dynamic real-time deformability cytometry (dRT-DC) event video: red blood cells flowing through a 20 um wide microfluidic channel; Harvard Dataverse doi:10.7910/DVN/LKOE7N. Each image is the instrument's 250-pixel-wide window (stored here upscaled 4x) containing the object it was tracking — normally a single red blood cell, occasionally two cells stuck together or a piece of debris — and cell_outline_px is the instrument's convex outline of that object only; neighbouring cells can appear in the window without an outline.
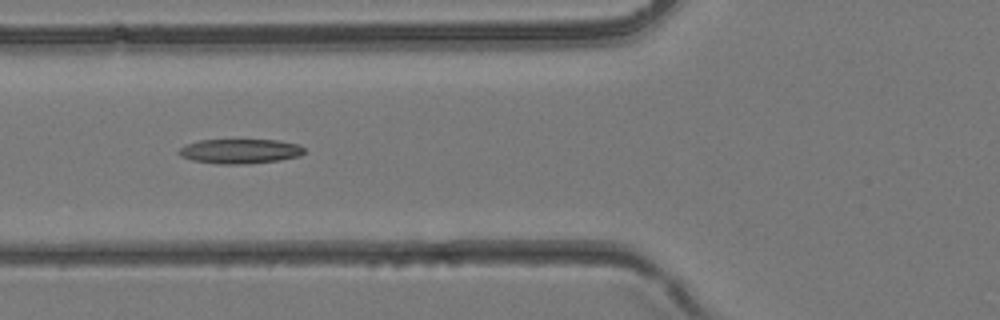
{"species": "common noctule bat (a hibernating species)", "species_latin": "Nyctalus noctula", "temperature_condition": "room temperature", "stored_images_in_passage": 6, "camera_frame_rate_fps": 3000, "um_per_image_px": 0.085, "animal": {"sex": "female", "body_mass_g": 24.6, "forearm_length_mm": 56.2}, "frame": {"image": 1, "passage_image": 5, "time_ms": 1.333, "image_size_px": [1000, 320], "cell_outline_px": [[304, 152], [300, 156], [280, 160], [244, 164], [220, 164], [192, 160], [180, 156], [176, 152], [184, 144], [200, 140], [280, 140], [300, 144], [304, 148]], "centroid_in_image_um": [20.39, 12.85], "position_along_channel_um": 105.4, "area_um2": 18.15}}
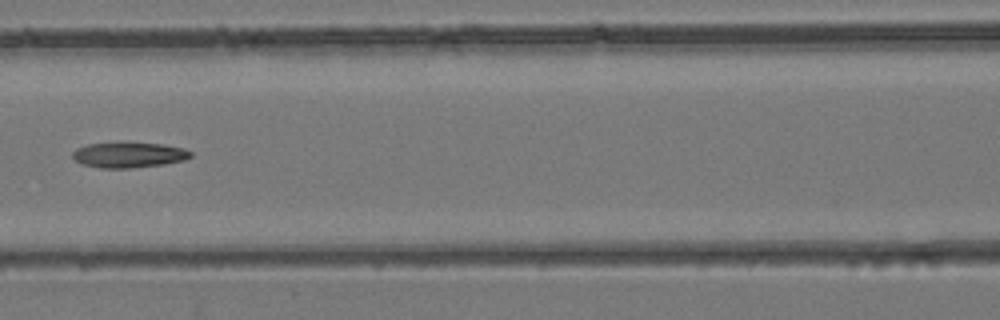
{"frame": {"image": 2, "passage_image": 6, "time_ms": 1.667, "image_size_px": [1000, 320], "cell_outline_px": [[192, 156], [184, 160], [164, 164], [132, 168], [100, 168], [80, 164], [72, 156], [72, 152], [76, 148], [88, 144], [164, 144], [184, 148], [192, 152]], "centroid_in_image_um": [10.95, 13.19], "position_along_channel_um": 155.6, "area_um2": 17.17}}